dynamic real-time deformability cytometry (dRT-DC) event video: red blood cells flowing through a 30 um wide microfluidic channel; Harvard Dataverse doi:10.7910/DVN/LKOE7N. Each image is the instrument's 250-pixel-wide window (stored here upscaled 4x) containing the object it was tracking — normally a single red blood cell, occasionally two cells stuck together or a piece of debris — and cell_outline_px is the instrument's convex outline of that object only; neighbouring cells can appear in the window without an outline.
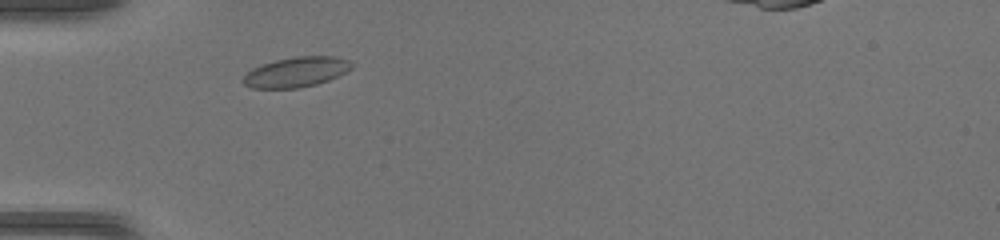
{"species": "common noctule bat (a hibernating species)", "species_latin": "Nyctalus noctula", "temperature_condition": "warm", "stored_images_in_passage": 38, "camera_frame_rate_fps": 3000, "um_per_image_px": 0.085, "animal": {"sex": "female", "body_mass_g": 17.0, "forearm_length_mm": 48.0}, "frame": {"image": 1, "passage_image": 5, "time_ms": 1.333, "image_size_px": [1000, 240], "cell_outline_px": [[352, 68], [348, 72], [328, 80], [316, 84], [300, 88], [252, 88], [244, 84], [240, 80], [252, 68], [276, 60], [296, 56], [332, 56], [348, 60], [352, 64]], "centroid_in_image_um": [25.18, 6.13], "position_along_channel_um": 59.8, "area_um2": 18.96}}
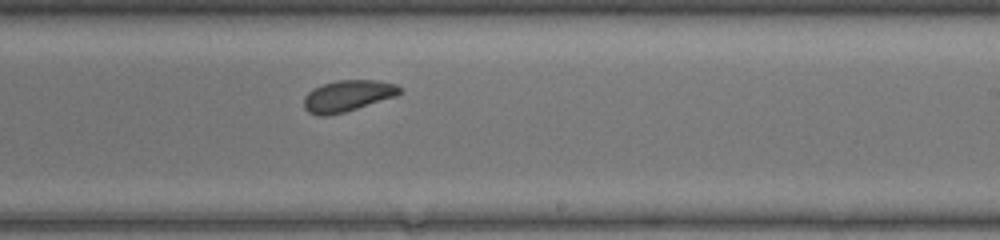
{"frame": {"image": 2, "passage_image": 19, "time_ms": 6.0, "image_size_px": [1000, 240], "cell_outline_px": [[404, 92], [396, 96], [344, 112], [324, 116], [320, 116], [308, 112], [304, 108], [304, 96], [312, 88], [336, 80], [376, 80], [396, 84], [404, 88]], "centroid_in_image_um": [29.57, 8.13], "position_along_channel_um": 259.4, "area_um2": 17.57}}
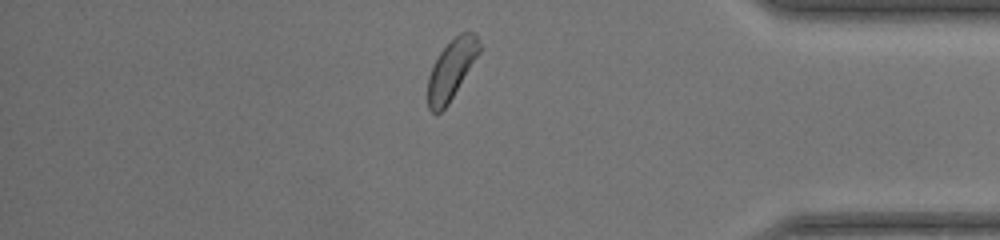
{"frame": {"image": 3, "passage_image": 30, "time_ms": 9.667, "image_size_px": [1000, 240], "cell_outline_px": [[480, 52], [448, 104], [436, 116], [428, 108], [428, 76], [432, 64], [440, 52], [460, 32], [476, 32], [480, 44]], "centroid_in_image_um": [38.36, 5.91], "position_along_channel_um": 396.8, "area_um2": 17.8}}